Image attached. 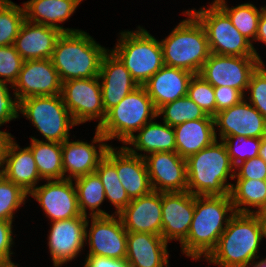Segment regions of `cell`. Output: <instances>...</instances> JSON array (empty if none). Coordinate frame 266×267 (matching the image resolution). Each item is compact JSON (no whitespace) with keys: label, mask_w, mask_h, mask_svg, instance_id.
<instances>
[{"label":"cell","mask_w":266,"mask_h":267,"mask_svg":"<svg viewBox=\"0 0 266 267\" xmlns=\"http://www.w3.org/2000/svg\"><path fill=\"white\" fill-rule=\"evenodd\" d=\"M247 92L250 97L245 95V99L266 119V68L264 62L252 73Z\"/></svg>","instance_id":"obj_40"},{"label":"cell","mask_w":266,"mask_h":267,"mask_svg":"<svg viewBox=\"0 0 266 267\" xmlns=\"http://www.w3.org/2000/svg\"><path fill=\"white\" fill-rule=\"evenodd\" d=\"M89 218H91V222L88 220ZM89 223L91 224L90 228H88ZM85 244L89 246L87 255L126 259L127 230L116 214L98 217L88 216Z\"/></svg>","instance_id":"obj_12"},{"label":"cell","mask_w":266,"mask_h":267,"mask_svg":"<svg viewBox=\"0 0 266 267\" xmlns=\"http://www.w3.org/2000/svg\"><path fill=\"white\" fill-rule=\"evenodd\" d=\"M62 82L51 59L24 61L17 81L12 86L18 101L32 96L61 94Z\"/></svg>","instance_id":"obj_16"},{"label":"cell","mask_w":266,"mask_h":267,"mask_svg":"<svg viewBox=\"0 0 266 267\" xmlns=\"http://www.w3.org/2000/svg\"><path fill=\"white\" fill-rule=\"evenodd\" d=\"M235 183L229 195L236 213H266V180L237 179Z\"/></svg>","instance_id":"obj_30"},{"label":"cell","mask_w":266,"mask_h":267,"mask_svg":"<svg viewBox=\"0 0 266 267\" xmlns=\"http://www.w3.org/2000/svg\"><path fill=\"white\" fill-rule=\"evenodd\" d=\"M105 156L116 166L119 180L130 199L152 191L144 157L131 154L124 146H110Z\"/></svg>","instance_id":"obj_22"},{"label":"cell","mask_w":266,"mask_h":267,"mask_svg":"<svg viewBox=\"0 0 266 267\" xmlns=\"http://www.w3.org/2000/svg\"><path fill=\"white\" fill-rule=\"evenodd\" d=\"M60 95L77 125L98 120L96 128H99L105 120L106 113L98 76L65 81L62 83Z\"/></svg>","instance_id":"obj_10"},{"label":"cell","mask_w":266,"mask_h":267,"mask_svg":"<svg viewBox=\"0 0 266 267\" xmlns=\"http://www.w3.org/2000/svg\"><path fill=\"white\" fill-rule=\"evenodd\" d=\"M118 216L123 227L129 232H144L161 236L162 193L152 190L145 196L131 199Z\"/></svg>","instance_id":"obj_23"},{"label":"cell","mask_w":266,"mask_h":267,"mask_svg":"<svg viewBox=\"0 0 266 267\" xmlns=\"http://www.w3.org/2000/svg\"><path fill=\"white\" fill-rule=\"evenodd\" d=\"M61 34L62 31L58 28L25 20L13 46L25 61L51 59L56 41Z\"/></svg>","instance_id":"obj_24"},{"label":"cell","mask_w":266,"mask_h":267,"mask_svg":"<svg viewBox=\"0 0 266 267\" xmlns=\"http://www.w3.org/2000/svg\"><path fill=\"white\" fill-rule=\"evenodd\" d=\"M24 21L23 6L11 0H4L0 3V47L14 44Z\"/></svg>","instance_id":"obj_36"},{"label":"cell","mask_w":266,"mask_h":267,"mask_svg":"<svg viewBox=\"0 0 266 267\" xmlns=\"http://www.w3.org/2000/svg\"><path fill=\"white\" fill-rule=\"evenodd\" d=\"M194 215V195L188 191L162 193V238L168 243L186 240Z\"/></svg>","instance_id":"obj_19"},{"label":"cell","mask_w":266,"mask_h":267,"mask_svg":"<svg viewBox=\"0 0 266 267\" xmlns=\"http://www.w3.org/2000/svg\"><path fill=\"white\" fill-rule=\"evenodd\" d=\"M91 142L70 141L69 138L62 143L63 179L73 180L95 172L99 161L111 145L106 143L107 139L97 128Z\"/></svg>","instance_id":"obj_15"},{"label":"cell","mask_w":266,"mask_h":267,"mask_svg":"<svg viewBox=\"0 0 266 267\" xmlns=\"http://www.w3.org/2000/svg\"><path fill=\"white\" fill-rule=\"evenodd\" d=\"M124 145L131 154L140 157L155 152H176L175 132L173 127L165 122L161 124L152 120L145 124ZM142 152L144 154H141Z\"/></svg>","instance_id":"obj_28"},{"label":"cell","mask_w":266,"mask_h":267,"mask_svg":"<svg viewBox=\"0 0 266 267\" xmlns=\"http://www.w3.org/2000/svg\"><path fill=\"white\" fill-rule=\"evenodd\" d=\"M235 179L266 180V162L260 156L241 162L235 167Z\"/></svg>","instance_id":"obj_43"},{"label":"cell","mask_w":266,"mask_h":267,"mask_svg":"<svg viewBox=\"0 0 266 267\" xmlns=\"http://www.w3.org/2000/svg\"><path fill=\"white\" fill-rule=\"evenodd\" d=\"M45 182L34 188L28 196L36 199L49 221L54 222L82 215L73 180H45Z\"/></svg>","instance_id":"obj_14"},{"label":"cell","mask_w":266,"mask_h":267,"mask_svg":"<svg viewBox=\"0 0 266 267\" xmlns=\"http://www.w3.org/2000/svg\"><path fill=\"white\" fill-rule=\"evenodd\" d=\"M220 141V142H218ZM187 162V191L195 196L228 195L235 167L222 140L189 156Z\"/></svg>","instance_id":"obj_3"},{"label":"cell","mask_w":266,"mask_h":267,"mask_svg":"<svg viewBox=\"0 0 266 267\" xmlns=\"http://www.w3.org/2000/svg\"><path fill=\"white\" fill-rule=\"evenodd\" d=\"M87 217L81 215L50 222L47 246L54 267H62L74 260L85 248Z\"/></svg>","instance_id":"obj_13"},{"label":"cell","mask_w":266,"mask_h":267,"mask_svg":"<svg viewBox=\"0 0 266 267\" xmlns=\"http://www.w3.org/2000/svg\"><path fill=\"white\" fill-rule=\"evenodd\" d=\"M161 116H163V122L175 127L186 121L203 119L207 114L194 101L185 96L161 106L157 110V117Z\"/></svg>","instance_id":"obj_35"},{"label":"cell","mask_w":266,"mask_h":267,"mask_svg":"<svg viewBox=\"0 0 266 267\" xmlns=\"http://www.w3.org/2000/svg\"><path fill=\"white\" fill-rule=\"evenodd\" d=\"M153 191H187V162L177 152H155L144 157Z\"/></svg>","instance_id":"obj_18"},{"label":"cell","mask_w":266,"mask_h":267,"mask_svg":"<svg viewBox=\"0 0 266 267\" xmlns=\"http://www.w3.org/2000/svg\"><path fill=\"white\" fill-rule=\"evenodd\" d=\"M98 78L105 113L140 86L121 60L109 49L102 58Z\"/></svg>","instance_id":"obj_20"},{"label":"cell","mask_w":266,"mask_h":267,"mask_svg":"<svg viewBox=\"0 0 266 267\" xmlns=\"http://www.w3.org/2000/svg\"><path fill=\"white\" fill-rule=\"evenodd\" d=\"M213 118L214 127H218L215 128L217 140L229 136L263 138L266 134V119L245 98L240 103L217 112Z\"/></svg>","instance_id":"obj_17"},{"label":"cell","mask_w":266,"mask_h":267,"mask_svg":"<svg viewBox=\"0 0 266 267\" xmlns=\"http://www.w3.org/2000/svg\"><path fill=\"white\" fill-rule=\"evenodd\" d=\"M130 267H169L168 243L160 235L127 231Z\"/></svg>","instance_id":"obj_25"},{"label":"cell","mask_w":266,"mask_h":267,"mask_svg":"<svg viewBox=\"0 0 266 267\" xmlns=\"http://www.w3.org/2000/svg\"><path fill=\"white\" fill-rule=\"evenodd\" d=\"M234 167L241 162L259 156L262 138L229 136L222 139Z\"/></svg>","instance_id":"obj_38"},{"label":"cell","mask_w":266,"mask_h":267,"mask_svg":"<svg viewBox=\"0 0 266 267\" xmlns=\"http://www.w3.org/2000/svg\"><path fill=\"white\" fill-rule=\"evenodd\" d=\"M256 41L263 42L266 45V5L259 19L255 42Z\"/></svg>","instance_id":"obj_47"},{"label":"cell","mask_w":266,"mask_h":267,"mask_svg":"<svg viewBox=\"0 0 266 267\" xmlns=\"http://www.w3.org/2000/svg\"><path fill=\"white\" fill-rule=\"evenodd\" d=\"M263 238H266V213H262Z\"/></svg>","instance_id":"obj_52"},{"label":"cell","mask_w":266,"mask_h":267,"mask_svg":"<svg viewBox=\"0 0 266 267\" xmlns=\"http://www.w3.org/2000/svg\"><path fill=\"white\" fill-rule=\"evenodd\" d=\"M216 100V113L240 103L245 95L231 87H213Z\"/></svg>","instance_id":"obj_44"},{"label":"cell","mask_w":266,"mask_h":267,"mask_svg":"<svg viewBox=\"0 0 266 267\" xmlns=\"http://www.w3.org/2000/svg\"><path fill=\"white\" fill-rule=\"evenodd\" d=\"M107 48L85 31L62 32L58 37L51 61L61 82L97 77Z\"/></svg>","instance_id":"obj_4"},{"label":"cell","mask_w":266,"mask_h":267,"mask_svg":"<svg viewBox=\"0 0 266 267\" xmlns=\"http://www.w3.org/2000/svg\"><path fill=\"white\" fill-rule=\"evenodd\" d=\"M95 173L102 182L106 200L116 208L113 214L118 215L131 202V199L119 180L116 166L104 156L99 161Z\"/></svg>","instance_id":"obj_34"},{"label":"cell","mask_w":266,"mask_h":267,"mask_svg":"<svg viewBox=\"0 0 266 267\" xmlns=\"http://www.w3.org/2000/svg\"><path fill=\"white\" fill-rule=\"evenodd\" d=\"M259 156L266 162V134L263 136L260 144Z\"/></svg>","instance_id":"obj_49"},{"label":"cell","mask_w":266,"mask_h":267,"mask_svg":"<svg viewBox=\"0 0 266 267\" xmlns=\"http://www.w3.org/2000/svg\"><path fill=\"white\" fill-rule=\"evenodd\" d=\"M230 195H194V215L182 254L193 260L206 259L235 214Z\"/></svg>","instance_id":"obj_1"},{"label":"cell","mask_w":266,"mask_h":267,"mask_svg":"<svg viewBox=\"0 0 266 267\" xmlns=\"http://www.w3.org/2000/svg\"><path fill=\"white\" fill-rule=\"evenodd\" d=\"M1 173L28 194L42 181L31 150L21 148L14 136H8L4 143Z\"/></svg>","instance_id":"obj_21"},{"label":"cell","mask_w":266,"mask_h":267,"mask_svg":"<svg viewBox=\"0 0 266 267\" xmlns=\"http://www.w3.org/2000/svg\"><path fill=\"white\" fill-rule=\"evenodd\" d=\"M77 191L80 213L90 217L110 216L100 205L106 200L104 187L99 176L94 172L73 179ZM89 210L90 212L87 213Z\"/></svg>","instance_id":"obj_32"},{"label":"cell","mask_w":266,"mask_h":267,"mask_svg":"<svg viewBox=\"0 0 266 267\" xmlns=\"http://www.w3.org/2000/svg\"><path fill=\"white\" fill-rule=\"evenodd\" d=\"M7 137H8L7 134L0 132V174L2 171V151H3V146H4V143L7 139Z\"/></svg>","instance_id":"obj_48"},{"label":"cell","mask_w":266,"mask_h":267,"mask_svg":"<svg viewBox=\"0 0 266 267\" xmlns=\"http://www.w3.org/2000/svg\"><path fill=\"white\" fill-rule=\"evenodd\" d=\"M119 35L111 51L142 86L164 66L160 41L140 25L135 31L124 30Z\"/></svg>","instance_id":"obj_6"},{"label":"cell","mask_w":266,"mask_h":267,"mask_svg":"<svg viewBox=\"0 0 266 267\" xmlns=\"http://www.w3.org/2000/svg\"><path fill=\"white\" fill-rule=\"evenodd\" d=\"M187 16L160 41L164 65L198 74L211 52L205 28L189 11Z\"/></svg>","instance_id":"obj_5"},{"label":"cell","mask_w":266,"mask_h":267,"mask_svg":"<svg viewBox=\"0 0 266 267\" xmlns=\"http://www.w3.org/2000/svg\"><path fill=\"white\" fill-rule=\"evenodd\" d=\"M208 6L189 11L205 28L211 53L260 57L254 45L235 28L228 15L214 1Z\"/></svg>","instance_id":"obj_8"},{"label":"cell","mask_w":266,"mask_h":267,"mask_svg":"<svg viewBox=\"0 0 266 267\" xmlns=\"http://www.w3.org/2000/svg\"><path fill=\"white\" fill-rule=\"evenodd\" d=\"M243 267H266V258H261V260H257L251 263H248L247 265Z\"/></svg>","instance_id":"obj_50"},{"label":"cell","mask_w":266,"mask_h":267,"mask_svg":"<svg viewBox=\"0 0 266 267\" xmlns=\"http://www.w3.org/2000/svg\"><path fill=\"white\" fill-rule=\"evenodd\" d=\"M24 59L13 45L0 47V80L14 85L22 69ZM2 77V78H1Z\"/></svg>","instance_id":"obj_41"},{"label":"cell","mask_w":266,"mask_h":267,"mask_svg":"<svg viewBox=\"0 0 266 267\" xmlns=\"http://www.w3.org/2000/svg\"><path fill=\"white\" fill-rule=\"evenodd\" d=\"M19 114L49 142L62 144L70 138V128L77 126L60 94L25 98L19 102Z\"/></svg>","instance_id":"obj_9"},{"label":"cell","mask_w":266,"mask_h":267,"mask_svg":"<svg viewBox=\"0 0 266 267\" xmlns=\"http://www.w3.org/2000/svg\"><path fill=\"white\" fill-rule=\"evenodd\" d=\"M13 222L0 220V261H10L14 254Z\"/></svg>","instance_id":"obj_45"},{"label":"cell","mask_w":266,"mask_h":267,"mask_svg":"<svg viewBox=\"0 0 266 267\" xmlns=\"http://www.w3.org/2000/svg\"><path fill=\"white\" fill-rule=\"evenodd\" d=\"M28 193L0 174V220L14 221L15 212L25 205Z\"/></svg>","instance_id":"obj_37"},{"label":"cell","mask_w":266,"mask_h":267,"mask_svg":"<svg viewBox=\"0 0 266 267\" xmlns=\"http://www.w3.org/2000/svg\"><path fill=\"white\" fill-rule=\"evenodd\" d=\"M27 146L34 157L38 172L42 180L63 179L62 144L30 137Z\"/></svg>","instance_id":"obj_31"},{"label":"cell","mask_w":266,"mask_h":267,"mask_svg":"<svg viewBox=\"0 0 266 267\" xmlns=\"http://www.w3.org/2000/svg\"><path fill=\"white\" fill-rule=\"evenodd\" d=\"M187 97L194 101L207 115L216 114V100L213 86L200 75L194 74L191 78Z\"/></svg>","instance_id":"obj_39"},{"label":"cell","mask_w":266,"mask_h":267,"mask_svg":"<svg viewBox=\"0 0 266 267\" xmlns=\"http://www.w3.org/2000/svg\"><path fill=\"white\" fill-rule=\"evenodd\" d=\"M262 240V214L235 213L205 260L219 267H243L260 258Z\"/></svg>","instance_id":"obj_2"},{"label":"cell","mask_w":266,"mask_h":267,"mask_svg":"<svg viewBox=\"0 0 266 267\" xmlns=\"http://www.w3.org/2000/svg\"><path fill=\"white\" fill-rule=\"evenodd\" d=\"M157 109L143 86L137 87L106 113L97 128L107 141L117 139L123 145L145 124L156 120Z\"/></svg>","instance_id":"obj_7"},{"label":"cell","mask_w":266,"mask_h":267,"mask_svg":"<svg viewBox=\"0 0 266 267\" xmlns=\"http://www.w3.org/2000/svg\"><path fill=\"white\" fill-rule=\"evenodd\" d=\"M173 129L176 152L185 159L217 140L214 118L210 115L203 119L186 121L173 127Z\"/></svg>","instance_id":"obj_29"},{"label":"cell","mask_w":266,"mask_h":267,"mask_svg":"<svg viewBox=\"0 0 266 267\" xmlns=\"http://www.w3.org/2000/svg\"><path fill=\"white\" fill-rule=\"evenodd\" d=\"M214 2L228 15L235 28L253 44L259 19L265 6L258 9L254 4L247 2L229 8L225 0H214Z\"/></svg>","instance_id":"obj_33"},{"label":"cell","mask_w":266,"mask_h":267,"mask_svg":"<svg viewBox=\"0 0 266 267\" xmlns=\"http://www.w3.org/2000/svg\"><path fill=\"white\" fill-rule=\"evenodd\" d=\"M193 75L190 71L164 65L142 86L158 110L165 104L187 96Z\"/></svg>","instance_id":"obj_26"},{"label":"cell","mask_w":266,"mask_h":267,"mask_svg":"<svg viewBox=\"0 0 266 267\" xmlns=\"http://www.w3.org/2000/svg\"><path fill=\"white\" fill-rule=\"evenodd\" d=\"M83 267H130L126 259L87 255Z\"/></svg>","instance_id":"obj_46"},{"label":"cell","mask_w":266,"mask_h":267,"mask_svg":"<svg viewBox=\"0 0 266 267\" xmlns=\"http://www.w3.org/2000/svg\"><path fill=\"white\" fill-rule=\"evenodd\" d=\"M8 84L9 83L0 80V127L12 120L19 118L20 116L19 101L14 93V96H11L12 94L10 93L9 89H12V85L8 86ZM0 132H3L8 136H12V134L9 132L2 130H0Z\"/></svg>","instance_id":"obj_42"},{"label":"cell","mask_w":266,"mask_h":267,"mask_svg":"<svg viewBox=\"0 0 266 267\" xmlns=\"http://www.w3.org/2000/svg\"><path fill=\"white\" fill-rule=\"evenodd\" d=\"M262 62L261 57H239L211 53L198 75L213 87H231L246 95L251 75Z\"/></svg>","instance_id":"obj_11"},{"label":"cell","mask_w":266,"mask_h":267,"mask_svg":"<svg viewBox=\"0 0 266 267\" xmlns=\"http://www.w3.org/2000/svg\"><path fill=\"white\" fill-rule=\"evenodd\" d=\"M81 2L82 0H28L22 5L25 20L35 24L52 26L62 32H76L81 30L64 28L59 23H65Z\"/></svg>","instance_id":"obj_27"},{"label":"cell","mask_w":266,"mask_h":267,"mask_svg":"<svg viewBox=\"0 0 266 267\" xmlns=\"http://www.w3.org/2000/svg\"><path fill=\"white\" fill-rule=\"evenodd\" d=\"M0 267H19V264H15L12 260L0 261Z\"/></svg>","instance_id":"obj_51"}]
</instances>
